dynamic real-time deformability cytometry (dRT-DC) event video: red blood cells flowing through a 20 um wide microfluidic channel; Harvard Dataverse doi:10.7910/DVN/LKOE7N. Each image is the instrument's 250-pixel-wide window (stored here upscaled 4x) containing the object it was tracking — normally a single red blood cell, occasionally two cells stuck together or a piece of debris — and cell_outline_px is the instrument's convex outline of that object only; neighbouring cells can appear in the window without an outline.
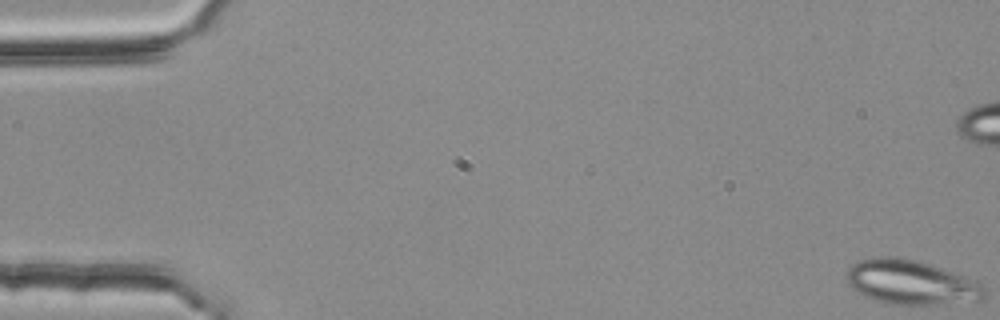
{"species": "common noctule bat (a hibernating species)", "species_latin": "Nyctalus noctula", "temperature_condition": "room temperature", "stored_images_in_passage": 54, "segment_of_instrument_passage": [1, 2], "camera_frame_rate_fps": 3000, "um_per_image_px": 0.085, "animal": {"sex": "female", "body_mass_g": 25.1}, "frame": {"image": 1, "passage_image": 1, "time_ms": 0.0, "image_size_px": [1000, 320], "cell_outline_px": [[984, 296], [980, 300], [936, 304], [892, 304], [876, 300], [864, 296], [856, 292], [848, 284], [848, 268], [852, 264], [860, 260], [876, 256], [896, 256], [920, 260], [932, 264], [984, 284]], "centroid_in_image_um": [77.41, 23.97], "position_along_channel_um": 7.6, "area_um2": 35.6}}